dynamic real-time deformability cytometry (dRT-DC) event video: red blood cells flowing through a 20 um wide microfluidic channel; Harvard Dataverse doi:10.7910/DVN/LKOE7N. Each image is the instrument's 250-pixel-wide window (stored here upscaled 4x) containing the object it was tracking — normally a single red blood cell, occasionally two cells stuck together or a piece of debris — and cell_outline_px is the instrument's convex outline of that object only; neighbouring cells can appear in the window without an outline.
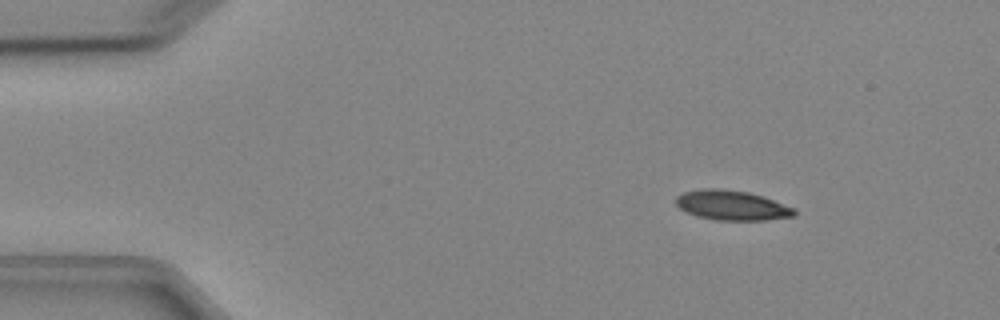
{"species": "Egyptian fruit bat (a non-hibernating species)", "species_latin": "Rousettus aegyptiacus", "temperature_condition": "cold", "stored_images_in_passage": 4, "camera_frame_rate_fps": 3000, "um_per_image_px": 0.085, "animal": {"sex": "female"}, "frame": {"image": 1, "passage_image": 1, "time_ms": 0.0, "image_size_px": [1000, 320], "cell_outline_px": [[796, 212], [792, 216], [764, 220], [716, 220], [696, 216], [680, 208], [676, 204], [676, 196], [684, 192], [704, 188], [720, 188], [748, 192], [764, 196], [796, 208]], "centroid_in_image_um": [62.22, 17.44], "position_along_channel_um": 22.8, "area_um2": 20.58}}